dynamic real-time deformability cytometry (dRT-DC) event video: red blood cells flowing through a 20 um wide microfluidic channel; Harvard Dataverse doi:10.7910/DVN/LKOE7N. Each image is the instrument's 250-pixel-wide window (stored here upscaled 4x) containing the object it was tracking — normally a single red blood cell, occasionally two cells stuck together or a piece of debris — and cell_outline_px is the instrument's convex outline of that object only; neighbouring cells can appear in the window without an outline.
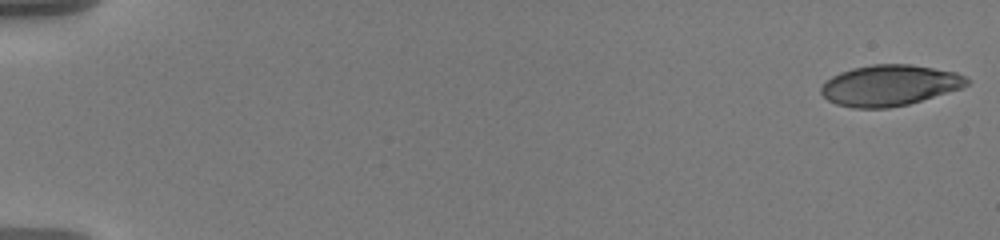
{"species": "human", "species_latin": "Homo sapiens", "temperature_condition": "warm", "stored_images_in_passage": 57, "camera_frame_rate_fps": 3000, "um_per_image_px": 0.085, "donor": {"sex": "male"}, "frame": {"image": 1, "passage_image": 1, "time_ms": 0.0, "image_size_px": [1000, 240], "cell_outline_px": [[968, 84], [960, 88], [908, 104], [888, 108], [852, 108], [836, 104], [828, 100], [820, 92], [820, 88], [832, 76], [840, 72], [852, 68], [872, 64], [912, 64], [956, 72], [964, 76], [968, 80]], "centroid_in_image_um": [75.58, 7.25], "position_along_channel_um": 9.4, "area_um2": 34.51}}
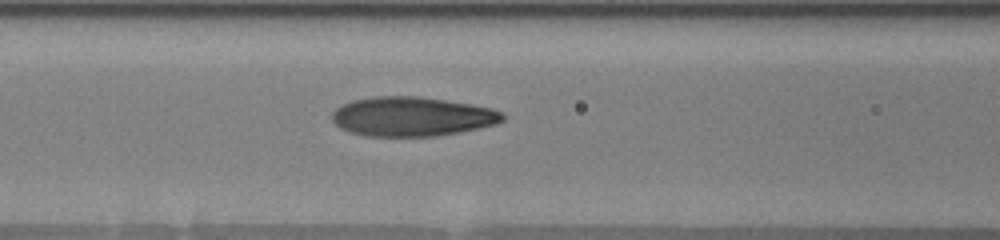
{"frame": {"image": 2, "passage_image": 26, "time_ms": 8.333, "image_size_px": [1000, 240], "cell_outline_px": [[508, 116], [504, 120], [496, 124], [480, 128], [460, 132], [436, 136], [364, 136], [348, 132], [340, 128], [332, 120], [332, 112], [336, 108], [352, 100], [372, 96], [420, 96], [472, 104], [492, 108], [504, 112]], "centroid_in_image_um": [35.05, 9.9], "position_along_channel_um": 131.5, "area_um2": 39.59}}
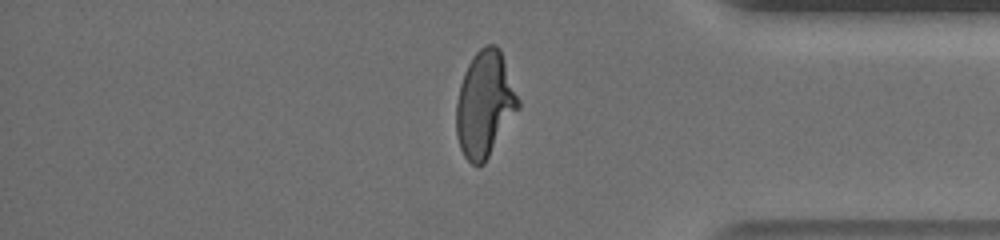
{"frame": {"image": 3, "passage_image": 49, "time_ms": 16.0, "image_size_px": [1000, 240], "cell_outline_px": [[520, 108], [484, 164], [480, 168], [476, 168], [464, 156], [460, 148], [456, 136], [456, 104], [460, 84], [464, 72], [472, 56], [480, 48], [488, 44], [496, 44], [500, 48], [520, 100]], "centroid_in_image_um": [41.21, 8.87], "position_along_channel_um": 394.0, "area_um2": 38.67}, "authors_computed_cell_mechanics": {"area_um2": 37.3966, "velocity_mm_per_s": 3.602, "shape_relaxation_time_tau1_ms": 5.0911, "shape_relaxation_time_tau2_ms": 1.0566, "deformation_change_tau1": 0.2352, "deformation_change_tau2": 0.0769}}